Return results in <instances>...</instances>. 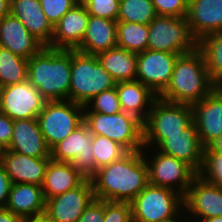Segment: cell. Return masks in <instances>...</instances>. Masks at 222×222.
<instances>
[{"mask_svg": "<svg viewBox=\"0 0 222 222\" xmlns=\"http://www.w3.org/2000/svg\"><path fill=\"white\" fill-rule=\"evenodd\" d=\"M12 184L9 175L0 164V207L7 205Z\"/></svg>", "mask_w": 222, "mask_h": 222, "instance_id": "obj_42", "label": "cell"}, {"mask_svg": "<svg viewBox=\"0 0 222 222\" xmlns=\"http://www.w3.org/2000/svg\"><path fill=\"white\" fill-rule=\"evenodd\" d=\"M98 62L117 82L136 80L137 54L114 47L96 55Z\"/></svg>", "mask_w": 222, "mask_h": 222, "instance_id": "obj_28", "label": "cell"}, {"mask_svg": "<svg viewBox=\"0 0 222 222\" xmlns=\"http://www.w3.org/2000/svg\"><path fill=\"white\" fill-rule=\"evenodd\" d=\"M10 14L18 18L44 46H50L53 26L47 20L39 0H11Z\"/></svg>", "mask_w": 222, "mask_h": 222, "instance_id": "obj_24", "label": "cell"}, {"mask_svg": "<svg viewBox=\"0 0 222 222\" xmlns=\"http://www.w3.org/2000/svg\"><path fill=\"white\" fill-rule=\"evenodd\" d=\"M149 29L146 24L117 21V46L132 53L148 49Z\"/></svg>", "mask_w": 222, "mask_h": 222, "instance_id": "obj_30", "label": "cell"}, {"mask_svg": "<svg viewBox=\"0 0 222 222\" xmlns=\"http://www.w3.org/2000/svg\"><path fill=\"white\" fill-rule=\"evenodd\" d=\"M28 60L0 46V88L27 80Z\"/></svg>", "mask_w": 222, "mask_h": 222, "instance_id": "obj_31", "label": "cell"}, {"mask_svg": "<svg viewBox=\"0 0 222 222\" xmlns=\"http://www.w3.org/2000/svg\"><path fill=\"white\" fill-rule=\"evenodd\" d=\"M192 122L191 105L169 102L157 97L143 122L144 147L155 148L166 139V135L183 134V130Z\"/></svg>", "mask_w": 222, "mask_h": 222, "instance_id": "obj_5", "label": "cell"}, {"mask_svg": "<svg viewBox=\"0 0 222 222\" xmlns=\"http://www.w3.org/2000/svg\"><path fill=\"white\" fill-rule=\"evenodd\" d=\"M50 157L55 161L72 163L86 179H91L96 174L92 133L84 122L50 150Z\"/></svg>", "mask_w": 222, "mask_h": 222, "instance_id": "obj_11", "label": "cell"}, {"mask_svg": "<svg viewBox=\"0 0 222 222\" xmlns=\"http://www.w3.org/2000/svg\"><path fill=\"white\" fill-rule=\"evenodd\" d=\"M198 175L222 188V154L204 148L203 164Z\"/></svg>", "mask_w": 222, "mask_h": 222, "instance_id": "obj_35", "label": "cell"}, {"mask_svg": "<svg viewBox=\"0 0 222 222\" xmlns=\"http://www.w3.org/2000/svg\"><path fill=\"white\" fill-rule=\"evenodd\" d=\"M117 46V21L89 16L78 52L98 55Z\"/></svg>", "mask_w": 222, "mask_h": 222, "instance_id": "obj_25", "label": "cell"}, {"mask_svg": "<svg viewBox=\"0 0 222 222\" xmlns=\"http://www.w3.org/2000/svg\"><path fill=\"white\" fill-rule=\"evenodd\" d=\"M148 29L149 50L182 55L198 47L186 17L157 15L148 24Z\"/></svg>", "mask_w": 222, "mask_h": 222, "instance_id": "obj_7", "label": "cell"}, {"mask_svg": "<svg viewBox=\"0 0 222 222\" xmlns=\"http://www.w3.org/2000/svg\"><path fill=\"white\" fill-rule=\"evenodd\" d=\"M191 107L201 144L207 148L222 134V91L216 87Z\"/></svg>", "mask_w": 222, "mask_h": 222, "instance_id": "obj_16", "label": "cell"}, {"mask_svg": "<svg viewBox=\"0 0 222 222\" xmlns=\"http://www.w3.org/2000/svg\"><path fill=\"white\" fill-rule=\"evenodd\" d=\"M184 222H202V221L193 219V218H191V217H189V216L187 215V216L185 217Z\"/></svg>", "mask_w": 222, "mask_h": 222, "instance_id": "obj_48", "label": "cell"}, {"mask_svg": "<svg viewBox=\"0 0 222 222\" xmlns=\"http://www.w3.org/2000/svg\"><path fill=\"white\" fill-rule=\"evenodd\" d=\"M42 10L54 27L60 19L75 5L79 3L78 0H39Z\"/></svg>", "mask_w": 222, "mask_h": 222, "instance_id": "obj_37", "label": "cell"}, {"mask_svg": "<svg viewBox=\"0 0 222 222\" xmlns=\"http://www.w3.org/2000/svg\"><path fill=\"white\" fill-rule=\"evenodd\" d=\"M222 91V85L217 86Z\"/></svg>", "mask_w": 222, "mask_h": 222, "instance_id": "obj_51", "label": "cell"}, {"mask_svg": "<svg viewBox=\"0 0 222 222\" xmlns=\"http://www.w3.org/2000/svg\"><path fill=\"white\" fill-rule=\"evenodd\" d=\"M90 16L117 21L120 0H81Z\"/></svg>", "mask_w": 222, "mask_h": 222, "instance_id": "obj_36", "label": "cell"}, {"mask_svg": "<svg viewBox=\"0 0 222 222\" xmlns=\"http://www.w3.org/2000/svg\"><path fill=\"white\" fill-rule=\"evenodd\" d=\"M186 18L197 41L222 31V0H189Z\"/></svg>", "mask_w": 222, "mask_h": 222, "instance_id": "obj_22", "label": "cell"}, {"mask_svg": "<svg viewBox=\"0 0 222 222\" xmlns=\"http://www.w3.org/2000/svg\"><path fill=\"white\" fill-rule=\"evenodd\" d=\"M0 46L27 60L44 47L12 14L0 20Z\"/></svg>", "mask_w": 222, "mask_h": 222, "instance_id": "obj_21", "label": "cell"}, {"mask_svg": "<svg viewBox=\"0 0 222 222\" xmlns=\"http://www.w3.org/2000/svg\"><path fill=\"white\" fill-rule=\"evenodd\" d=\"M156 16L151 0H120L117 21L148 25Z\"/></svg>", "mask_w": 222, "mask_h": 222, "instance_id": "obj_32", "label": "cell"}, {"mask_svg": "<svg viewBox=\"0 0 222 222\" xmlns=\"http://www.w3.org/2000/svg\"><path fill=\"white\" fill-rule=\"evenodd\" d=\"M84 123L92 134L103 135L119 143L128 152L144 148L143 122L132 114L121 111L105 115L91 112L84 106Z\"/></svg>", "mask_w": 222, "mask_h": 222, "instance_id": "obj_6", "label": "cell"}, {"mask_svg": "<svg viewBox=\"0 0 222 222\" xmlns=\"http://www.w3.org/2000/svg\"><path fill=\"white\" fill-rule=\"evenodd\" d=\"M11 0H0V20L10 14Z\"/></svg>", "mask_w": 222, "mask_h": 222, "instance_id": "obj_44", "label": "cell"}, {"mask_svg": "<svg viewBox=\"0 0 222 222\" xmlns=\"http://www.w3.org/2000/svg\"><path fill=\"white\" fill-rule=\"evenodd\" d=\"M87 8L79 2L53 27L49 47L59 50H76L84 37L89 19Z\"/></svg>", "mask_w": 222, "mask_h": 222, "instance_id": "obj_18", "label": "cell"}, {"mask_svg": "<svg viewBox=\"0 0 222 222\" xmlns=\"http://www.w3.org/2000/svg\"><path fill=\"white\" fill-rule=\"evenodd\" d=\"M185 213H186V211H185V209L183 207L175 216H172V217H170L168 219H164V220H162L160 222H184L185 217L187 216V213L186 214ZM180 216H182V217H180Z\"/></svg>", "mask_w": 222, "mask_h": 222, "instance_id": "obj_46", "label": "cell"}, {"mask_svg": "<svg viewBox=\"0 0 222 222\" xmlns=\"http://www.w3.org/2000/svg\"><path fill=\"white\" fill-rule=\"evenodd\" d=\"M85 106L91 112H98L105 115L120 113L122 111L116 87L97 94Z\"/></svg>", "mask_w": 222, "mask_h": 222, "instance_id": "obj_34", "label": "cell"}, {"mask_svg": "<svg viewBox=\"0 0 222 222\" xmlns=\"http://www.w3.org/2000/svg\"><path fill=\"white\" fill-rule=\"evenodd\" d=\"M46 101L28 80L0 88V112L12 120L37 118Z\"/></svg>", "mask_w": 222, "mask_h": 222, "instance_id": "obj_13", "label": "cell"}, {"mask_svg": "<svg viewBox=\"0 0 222 222\" xmlns=\"http://www.w3.org/2000/svg\"><path fill=\"white\" fill-rule=\"evenodd\" d=\"M202 51L209 76L216 85H222V31L211 33L198 41Z\"/></svg>", "mask_w": 222, "mask_h": 222, "instance_id": "obj_29", "label": "cell"}, {"mask_svg": "<svg viewBox=\"0 0 222 222\" xmlns=\"http://www.w3.org/2000/svg\"><path fill=\"white\" fill-rule=\"evenodd\" d=\"M27 221L28 220L26 218L15 215L6 207H0V222H27Z\"/></svg>", "mask_w": 222, "mask_h": 222, "instance_id": "obj_43", "label": "cell"}, {"mask_svg": "<svg viewBox=\"0 0 222 222\" xmlns=\"http://www.w3.org/2000/svg\"><path fill=\"white\" fill-rule=\"evenodd\" d=\"M216 87L209 76L204 55L197 47L178 56L170 82L158 97L192 105L208 96Z\"/></svg>", "mask_w": 222, "mask_h": 222, "instance_id": "obj_3", "label": "cell"}, {"mask_svg": "<svg viewBox=\"0 0 222 222\" xmlns=\"http://www.w3.org/2000/svg\"><path fill=\"white\" fill-rule=\"evenodd\" d=\"M7 150L30 157H50L37 118L14 120L12 138Z\"/></svg>", "mask_w": 222, "mask_h": 222, "instance_id": "obj_20", "label": "cell"}, {"mask_svg": "<svg viewBox=\"0 0 222 222\" xmlns=\"http://www.w3.org/2000/svg\"><path fill=\"white\" fill-rule=\"evenodd\" d=\"M6 150V148L0 143V156Z\"/></svg>", "mask_w": 222, "mask_h": 222, "instance_id": "obj_49", "label": "cell"}, {"mask_svg": "<svg viewBox=\"0 0 222 222\" xmlns=\"http://www.w3.org/2000/svg\"><path fill=\"white\" fill-rule=\"evenodd\" d=\"M127 153L119 143L103 135L92 134V155L96 170L120 160Z\"/></svg>", "mask_w": 222, "mask_h": 222, "instance_id": "obj_33", "label": "cell"}, {"mask_svg": "<svg viewBox=\"0 0 222 222\" xmlns=\"http://www.w3.org/2000/svg\"><path fill=\"white\" fill-rule=\"evenodd\" d=\"M77 222H104V200L91 201Z\"/></svg>", "mask_w": 222, "mask_h": 222, "instance_id": "obj_40", "label": "cell"}, {"mask_svg": "<svg viewBox=\"0 0 222 222\" xmlns=\"http://www.w3.org/2000/svg\"><path fill=\"white\" fill-rule=\"evenodd\" d=\"M148 149L150 155L147 154ZM142 152L148 168L149 184L172 189L184 197L198 173L185 161L166 155L155 148L144 147Z\"/></svg>", "mask_w": 222, "mask_h": 222, "instance_id": "obj_9", "label": "cell"}, {"mask_svg": "<svg viewBox=\"0 0 222 222\" xmlns=\"http://www.w3.org/2000/svg\"><path fill=\"white\" fill-rule=\"evenodd\" d=\"M46 200L41 186L29 183L12 184L7 205L8 210L27 220H42Z\"/></svg>", "mask_w": 222, "mask_h": 222, "instance_id": "obj_23", "label": "cell"}, {"mask_svg": "<svg viewBox=\"0 0 222 222\" xmlns=\"http://www.w3.org/2000/svg\"><path fill=\"white\" fill-rule=\"evenodd\" d=\"M183 202L187 215L193 219L201 221L222 216V188L198 174L183 197Z\"/></svg>", "mask_w": 222, "mask_h": 222, "instance_id": "obj_15", "label": "cell"}, {"mask_svg": "<svg viewBox=\"0 0 222 222\" xmlns=\"http://www.w3.org/2000/svg\"><path fill=\"white\" fill-rule=\"evenodd\" d=\"M27 222H43L42 220H28Z\"/></svg>", "mask_w": 222, "mask_h": 222, "instance_id": "obj_50", "label": "cell"}, {"mask_svg": "<svg viewBox=\"0 0 222 222\" xmlns=\"http://www.w3.org/2000/svg\"><path fill=\"white\" fill-rule=\"evenodd\" d=\"M157 15L186 17L189 0H151Z\"/></svg>", "mask_w": 222, "mask_h": 222, "instance_id": "obj_39", "label": "cell"}, {"mask_svg": "<svg viewBox=\"0 0 222 222\" xmlns=\"http://www.w3.org/2000/svg\"><path fill=\"white\" fill-rule=\"evenodd\" d=\"M50 159L51 157H30L6 149L0 156V164L13 184L29 183L41 186Z\"/></svg>", "mask_w": 222, "mask_h": 222, "instance_id": "obj_19", "label": "cell"}, {"mask_svg": "<svg viewBox=\"0 0 222 222\" xmlns=\"http://www.w3.org/2000/svg\"><path fill=\"white\" fill-rule=\"evenodd\" d=\"M211 152L222 154V134L213 141L208 147Z\"/></svg>", "mask_w": 222, "mask_h": 222, "instance_id": "obj_45", "label": "cell"}, {"mask_svg": "<svg viewBox=\"0 0 222 222\" xmlns=\"http://www.w3.org/2000/svg\"><path fill=\"white\" fill-rule=\"evenodd\" d=\"M116 90L122 111L134 115L142 122L146 120L158 97L138 80L117 82Z\"/></svg>", "mask_w": 222, "mask_h": 222, "instance_id": "obj_26", "label": "cell"}, {"mask_svg": "<svg viewBox=\"0 0 222 222\" xmlns=\"http://www.w3.org/2000/svg\"><path fill=\"white\" fill-rule=\"evenodd\" d=\"M202 222H222V216L201 220Z\"/></svg>", "mask_w": 222, "mask_h": 222, "instance_id": "obj_47", "label": "cell"}, {"mask_svg": "<svg viewBox=\"0 0 222 222\" xmlns=\"http://www.w3.org/2000/svg\"><path fill=\"white\" fill-rule=\"evenodd\" d=\"M91 182L95 198L131 202L149 184L142 150L128 152L120 160L98 169Z\"/></svg>", "mask_w": 222, "mask_h": 222, "instance_id": "obj_1", "label": "cell"}, {"mask_svg": "<svg viewBox=\"0 0 222 222\" xmlns=\"http://www.w3.org/2000/svg\"><path fill=\"white\" fill-rule=\"evenodd\" d=\"M95 199L91 179L79 186L46 200L43 222H77L86 207Z\"/></svg>", "mask_w": 222, "mask_h": 222, "instance_id": "obj_12", "label": "cell"}, {"mask_svg": "<svg viewBox=\"0 0 222 222\" xmlns=\"http://www.w3.org/2000/svg\"><path fill=\"white\" fill-rule=\"evenodd\" d=\"M86 178L83 177L69 162L50 159L46 167L44 181L41 185L45 200L79 186Z\"/></svg>", "mask_w": 222, "mask_h": 222, "instance_id": "obj_27", "label": "cell"}, {"mask_svg": "<svg viewBox=\"0 0 222 222\" xmlns=\"http://www.w3.org/2000/svg\"><path fill=\"white\" fill-rule=\"evenodd\" d=\"M116 87V81L95 55L71 50L69 100L85 106L97 94Z\"/></svg>", "mask_w": 222, "mask_h": 222, "instance_id": "obj_4", "label": "cell"}, {"mask_svg": "<svg viewBox=\"0 0 222 222\" xmlns=\"http://www.w3.org/2000/svg\"><path fill=\"white\" fill-rule=\"evenodd\" d=\"M27 80L47 101L69 100L71 50L44 46L28 60Z\"/></svg>", "mask_w": 222, "mask_h": 222, "instance_id": "obj_2", "label": "cell"}, {"mask_svg": "<svg viewBox=\"0 0 222 222\" xmlns=\"http://www.w3.org/2000/svg\"><path fill=\"white\" fill-rule=\"evenodd\" d=\"M37 120L51 150L84 122V106L70 100L46 101Z\"/></svg>", "mask_w": 222, "mask_h": 222, "instance_id": "obj_8", "label": "cell"}, {"mask_svg": "<svg viewBox=\"0 0 222 222\" xmlns=\"http://www.w3.org/2000/svg\"><path fill=\"white\" fill-rule=\"evenodd\" d=\"M155 149L185 161L197 173L201 170L204 147L201 144L194 122L183 130V134L166 135V139H163Z\"/></svg>", "mask_w": 222, "mask_h": 222, "instance_id": "obj_17", "label": "cell"}, {"mask_svg": "<svg viewBox=\"0 0 222 222\" xmlns=\"http://www.w3.org/2000/svg\"><path fill=\"white\" fill-rule=\"evenodd\" d=\"M13 123L9 116L0 112V143L7 148L11 142Z\"/></svg>", "mask_w": 222, "mask_h": 222, "instance_id": "obj_41", "label": "cell"}, {"mask_svg": "<svg viewBox=\"0 0 222 222\" xmlns=\"http://www.w3.org/2000/svg\"><path fill=\"white\" fill-rule=\"evenodd\" d=\"M179 54L145 50L137 54L136 80L159 96L168 86Z\"/></svg>", "mask_w": 222, "mask_h": 222, "instance_id": "obj_14", "label": "cell"}, {"mask_svg": "<svg viewBox=\"0 0 222 222\" xmlns=\"http://www.w3.org/2000/svg\"><path fill=\"white\" fill-rule=\"evenodd\" d=\"M132 222H160L175 216L183 207L176 191L148 184L131 202Z\"/></svg>", "mask_w": 222, "mask_h": 222, "instance_id": "obj_10", "label": "cell"}, {"mask_svg": "<svg viewBox=\"0 0 222 222\" xmlns=\"http://www.w3.org/2000/svg\"><path fill=\"white\" fill-rule=\"evenodd\" d=\"M104 222H132L131 203L104 200Z\"/></svg>", "mask_w": 222, "mask_h": 222, "instance_id": "obj_38", "label": "cell"}]
</instances>
